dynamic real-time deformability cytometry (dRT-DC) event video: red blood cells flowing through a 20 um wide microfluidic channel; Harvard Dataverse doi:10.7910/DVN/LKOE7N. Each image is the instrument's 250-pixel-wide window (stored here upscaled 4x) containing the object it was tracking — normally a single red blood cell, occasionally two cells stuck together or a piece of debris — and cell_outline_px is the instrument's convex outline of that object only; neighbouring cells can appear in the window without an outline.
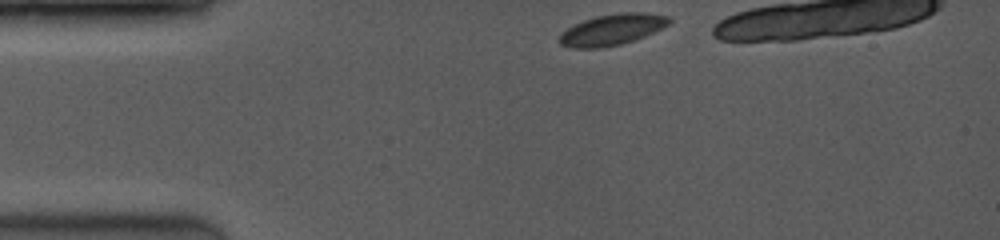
{"species": "common noctule bat (a hibernating species)", "species_latin": "Nyctalus noctula", "temperature_condition": "room temperature", "stored_images_in_passage": 22, "camera_frame_rate_fps": 3500, "um_per_image_px": 0.085, "animal": {"sex": "female", "body_mass_g": 19.0, "forearm_length_mm": 53.3}, "frame": {"image": 1, "passage_image": 1, "time_ms": 0.0, "image_size_px": [1000, 240], "cell_outline_px": [[672, 20], [668, 24], [644, 36], [620, 44], [600, 48], [572, 48], [560, 44], [560, 36], [568, 28], [584, 20], [596, 16], [620, 12], [644, 12], [668, 16]], "centroid_in_image_um": [52.04, 2.51], "position_along_channel_um": 33.0, "area_um2": 19.48}}
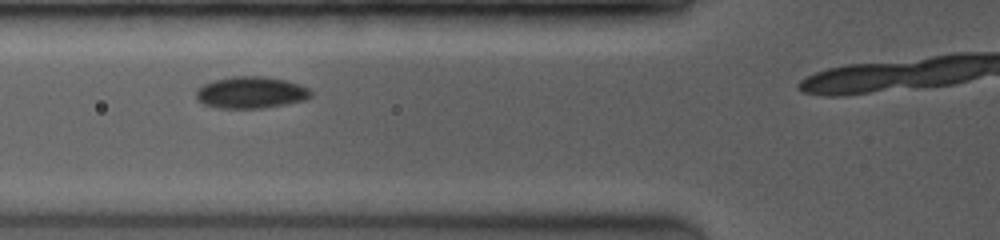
{"frame": {"image": 2, "passage_image": 16, "time_ms": 2.857, "image_size_px": [1000, 240], "cell_outline_px": [[312, 96], [304, 100], [284, 104], [260, 108], [216, 108], [204, 104], [196, 100], [196, 88], [204, 84], [216, 80], [232, 76], [264, 76], [284, 80], [308, 88], [312, 92]], "centroid_in_image_um": [21.28, 7.86], "position_along_channel_um": 104.5, "area_um2": 21.1}}
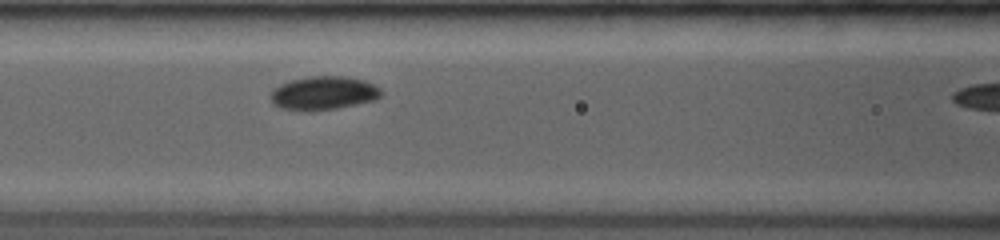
{"frame": {"image": 3, "passage_image": 20, "time_ms": 3.714, "image_size_px": [1000, 240], "cell_outline_px": [[384, 92], [376, 100], [336, 108], [308, 112], [280, 108], [272, 104], [272, 92], [280, 84], [292, 80], [312, 76], [340, 76], [364, 80], [380, 88]], "centroid_in_image_um": [27.51, 7.93], "position_along_channel_um": 139.1, "area_um2": 21.56}}